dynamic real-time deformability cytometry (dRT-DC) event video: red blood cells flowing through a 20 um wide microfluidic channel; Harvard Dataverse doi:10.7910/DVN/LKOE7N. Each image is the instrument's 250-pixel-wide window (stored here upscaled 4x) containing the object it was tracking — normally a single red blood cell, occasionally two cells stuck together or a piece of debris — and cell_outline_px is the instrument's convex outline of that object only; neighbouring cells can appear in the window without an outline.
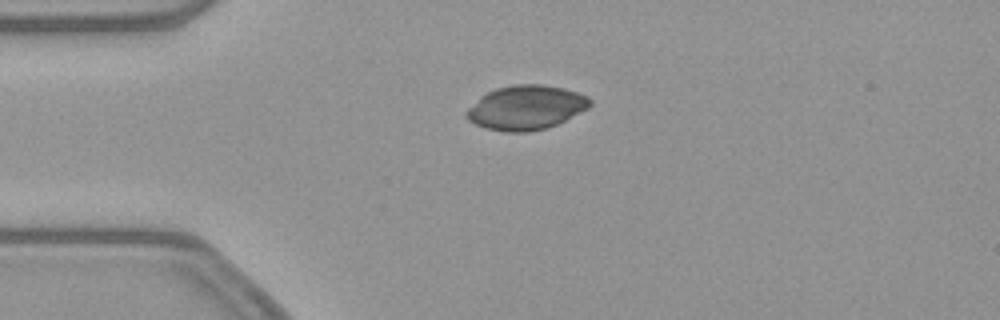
{"species": "common noctule bat (a hibernating species)", "species_latin": "Nyctalus noctula", "temperature_condition": "warm", "stored_images_in_passage": 35, "camera_frame_rate_fps": 3000, "um_per_image_px": 0.085, "animal": {"sex": "female", "body_mass_g": 21.9}, "frame": {"image": 1, "passage_image": 2, "time_ms": 0.333, "image_size_px": [1000, 320], "cell_outline_px": [[592, 104], [588, 108], [556, 124], [544, 128], [528, 132], [508, 132], [484, 128], [468, 120], [464, 116], [464, 112], [480, 96], [496, 88], [512, 84], [544, 84], [564, 88], [588, 96], [592, 100]], "centroid_in_image_um": [44.69, 9.13], "position_along_channel_um": 40.3, "area_um2": 31.96}}
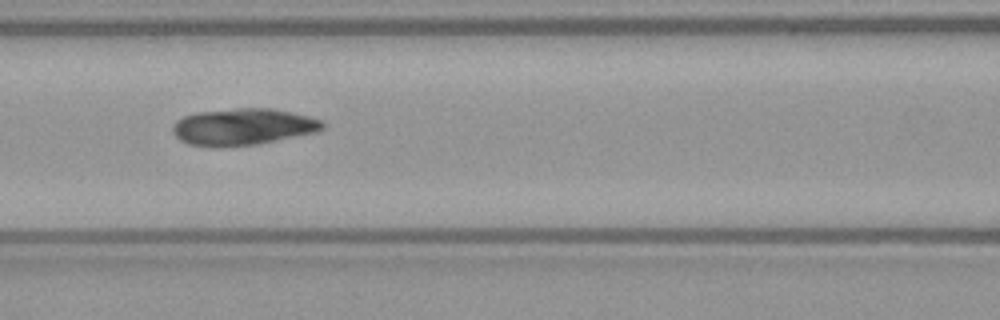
{"frame": {"image": 2, "passage_image": 12, "time_ms": 3.667, "image_size_px": [1000, 320], "cell_outline_px": [[324, 128], [316, 132], [256, 144], [216, 148], [188, 144], [180, 140], [172, 132], [172, 124], [176, 120], [184, 116], [196, 112], [236, 108], [272, 108], [292, 112], [324, 120]], "centroid_in_image_um": [20.62, 10.78], "position_along_channel_um": 146.0, "area_um2": 32.31}}
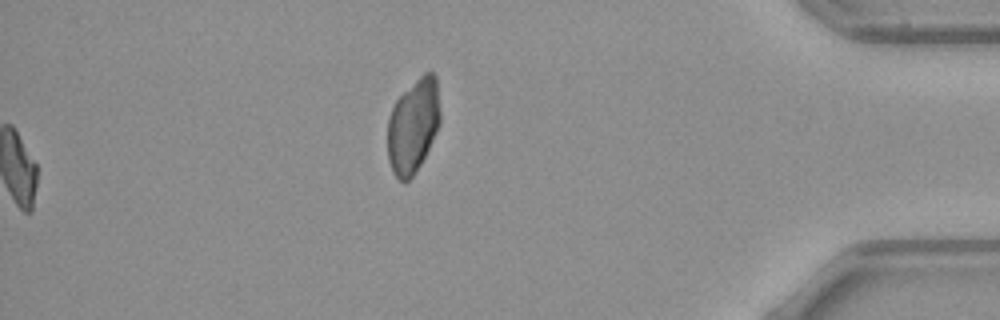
{"frame": {"image": 3, "passage_image": 35, "time_ms": 11.333, "image_size_px": [1000, 320], "cell_outline_px": [[440, 124], [420, 164], [412, 176], [404, 184], [392, 172], [388, 160], [388, 116], [396, 100], [424, 72], [432, 72], [436, 76], [440, 108]], "centroid_in_image_um": [35.11, 10.7], "position_along_channel_um": 400.1, "area_um2": 28.67}}